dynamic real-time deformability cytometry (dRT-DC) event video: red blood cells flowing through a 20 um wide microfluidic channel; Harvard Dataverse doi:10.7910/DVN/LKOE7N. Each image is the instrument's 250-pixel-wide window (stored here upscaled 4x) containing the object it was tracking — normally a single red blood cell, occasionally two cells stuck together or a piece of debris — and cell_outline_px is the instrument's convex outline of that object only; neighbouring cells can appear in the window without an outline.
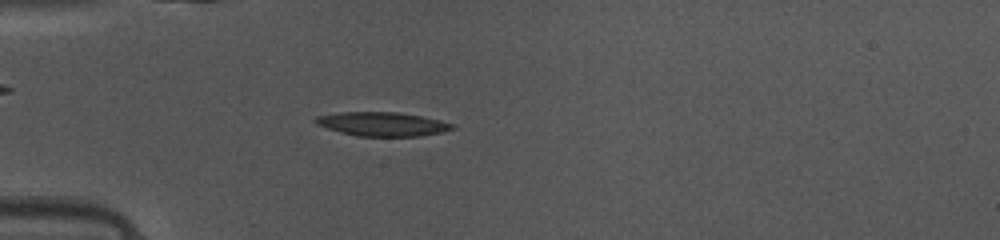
{"species": "common noctule bat (a hibernating species)", "species_latin": "Nyctalus noctula", "temperature_condition": "warm", "stored_images_in_passage": 37, "camera_frame_rate_fps": 3000, "um_per_image_px": 0.085, "animal": {"sex": "female", "body_mass_g": 10.0, "forearm_length_mm": 53.1}, "frame": {"image": 1, "passage_image": 3, "time_ms": 0.667, "image_size_px": [1000, 240], "cell_outline_px": [[456, 128], [440, 132], [416, 136], [356, 136], [340, 132], [316, 124], [312, 120], [316, 116], [340, 112], [396, 112], [420, 116], [456, 124]], "centroid_in_image_um": [32.46, 10.54], "position_along_channel_um": 52.5, "area_um2": 18.96}}
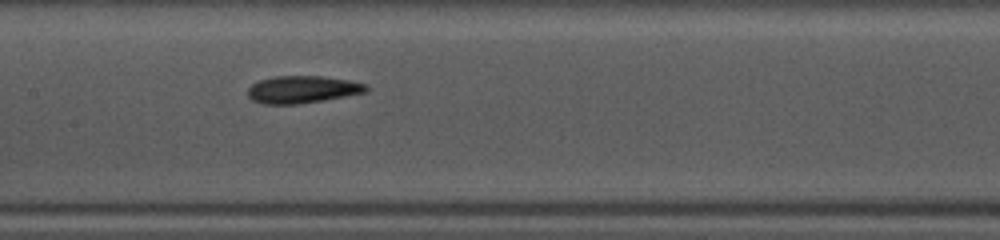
{"frame": {"image": 2, "passage_image": 13, "time_ms": 4.0, "image_size_px": [1000, 240], "cell_outline_px": [[368, 92], [324, 100], [296, 104], [264, 104], [252, 100], [248, 96], [248, 88], [252, 84], [260, 80], [276, 76], [320, 76], [348, 80], [368, 84]], "centroid_in_image_um": [25.72, 7.61], "position_along_channel_um": 181.7, "area_um2": 18.84}}
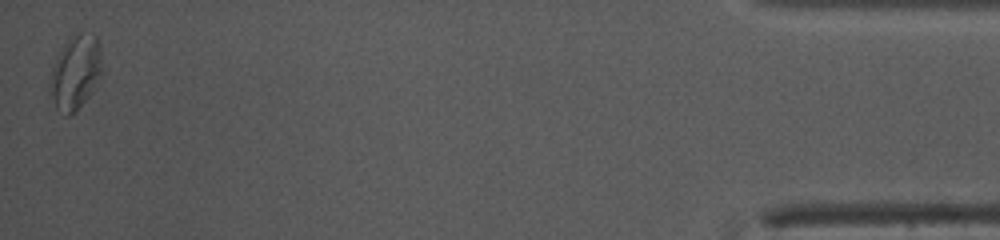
{"frame": {"image": 3, "passage_image": 37, "time_ms": 12.0, "image_size_px": [1000, 240], "cell_outline_px": [[104, 72], [96, 88], [68, 116], [64, 116], [56, 108], [48, 84], [52, 68], [68, 36], [80, 32], [92, 32], [96, 36], [100, 44], [104, 68]], "centroid_in_image_um": [6.47, 6.09], "position_along_channel_um": 428.7, "area_um2": 22.95}, "authors_computed_cell_mechanics": {"area_um2": 18.7272, "velocity_mm_per_s": 4.1207, "shape_relaxation_time_tau1_ms": 4.8903, "shape_relaxation_time_tau2_ms": 2.5431, "deformation_change_tau1": 0.1438, "deformation_change_tau2": 0.1014}}